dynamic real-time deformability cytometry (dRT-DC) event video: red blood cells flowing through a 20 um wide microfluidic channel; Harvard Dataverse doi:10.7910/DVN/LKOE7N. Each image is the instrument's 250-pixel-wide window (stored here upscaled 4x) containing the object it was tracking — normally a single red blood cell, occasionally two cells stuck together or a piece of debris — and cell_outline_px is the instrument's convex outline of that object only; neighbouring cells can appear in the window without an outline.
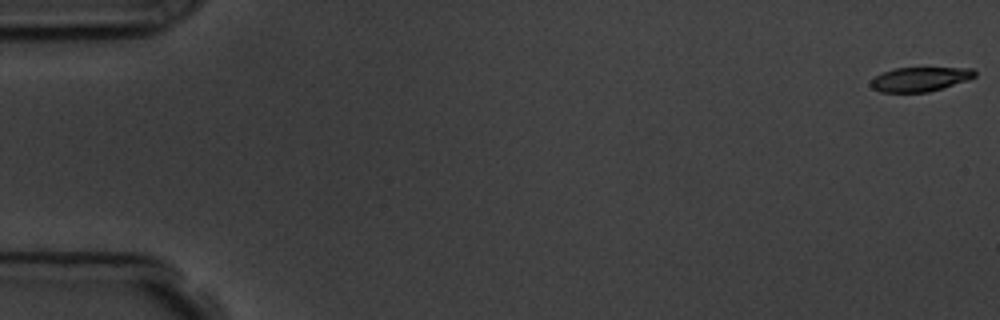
{"species": "common noctule bat (a hibernating species)", "species_latin": "Nyctalus noctula", "temperature_condition": "room temperature", "stored_images_in_passage": 57, "camera_frame_rate_fps": 3000, "um_per_image_px": 0.085, "animal": {"sex": "male", "body_mass_g": 19.5, "forearm_length_mm": 54.6}, "frame": {"image": 1, "passage_image": 1, "time_ms": 0.0, "image_size_px": [1000, 320], "cell_outline_px": [[976, 76], [968, 80], [928, 92], [880, 92], [872, 88], [868, 84], [880, 72], [896, 68], [972, 68], [976, 72]], "centroid_in_image_um": [78.17, 6.73], "position_along_channel_um": 6.8, "area_um2": 14.74}}
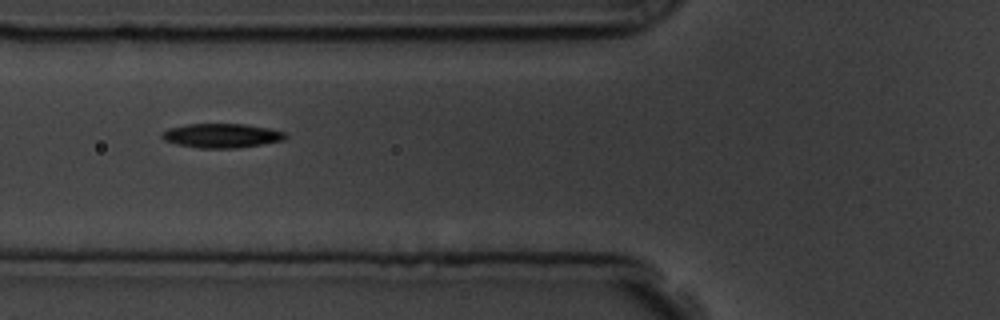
{"frame": {"image": 2, "passage_image": 22, "time_ms": 7.0, "image_size_px": [1000, 320], "cell_outline_px": [[288, 136], [284, 140], [264, 144], [236, 148], [200, 148], [176, 144], [164, 140], [160, 136], [160, 132], [168, 128], [188, 124], [244, 124], [272, 128], [284, 132]], "centroid_in_image_um": [18.84, 11.53], "position_along_channel_um": 107.0, "area_um2": 17.63}}
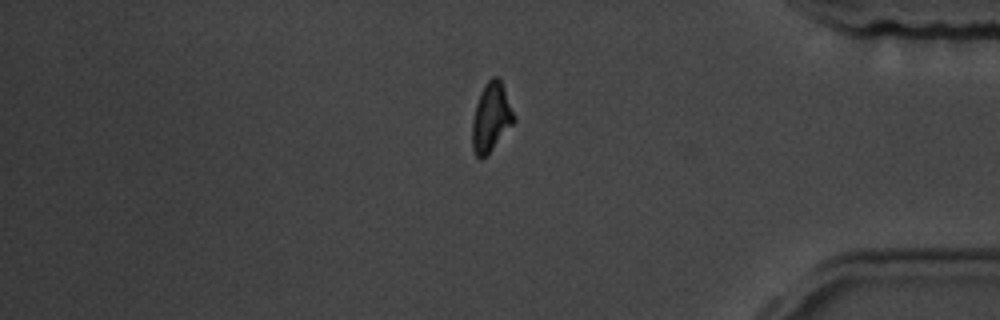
{"frame": {"image": 3, "passage_image": 48, "time_ms": 15.667, "image_size_px": [1000, 320], "cell_outline_px": [[516, 120], [492, 148], [480, 160], [476, 156], [472, 148], [472, 120], [476, 104], [480, 92], [484, 84], [492, 76], [496, 76], [500, 80], [504, 88], [516, 116]], "centroid_in_image_um": [41.74, 9.94], "position_along_channel_um": 393.5, "area_um2": 16.59}, "authors_computed_cell_mechanics": {"area_um2": 16.5886, "velocity_mm_per_s": 3.6121, "shape_relaxation_time_tau1_ms": 3.0106, "shape_relaxation_time_tau2_ms": 8.1521, "deformation_change_tau1": 0.1227, "deformation_change_tau2": 0.1723}}